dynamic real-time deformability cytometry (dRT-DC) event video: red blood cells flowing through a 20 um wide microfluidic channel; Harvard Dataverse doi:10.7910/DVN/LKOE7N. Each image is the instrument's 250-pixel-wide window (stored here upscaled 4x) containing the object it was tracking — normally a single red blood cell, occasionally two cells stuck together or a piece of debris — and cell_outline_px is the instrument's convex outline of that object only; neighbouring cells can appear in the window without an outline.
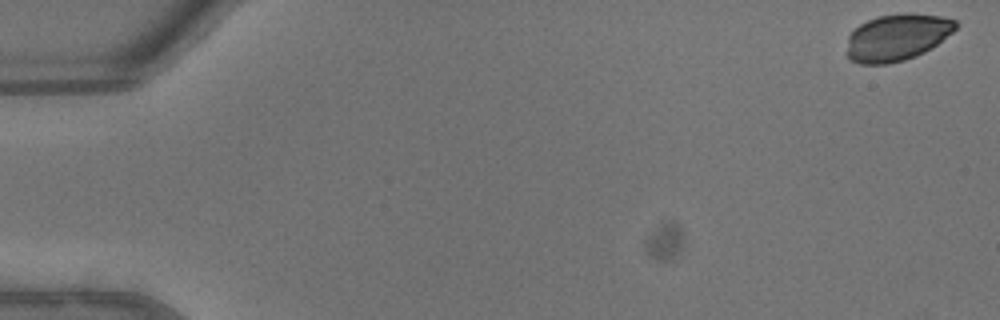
{"species": "common noctule bat (a hibernating species)", "species_latin": "Nyctalus noctula", "temperature_condition": "warm", "stored_images_in_passage": 44, "camera_frame_rate_fps": 3000, "um_per_image_px": 0.085, "animal": {"sex": "male", "body_mass_g": 13.3}, "frame": {"image": 1, "passage_image": 1, "time_ms": 0.0, "image_size_px": [1000, 320], "cell_outline_px": [[960, 24], [952, 32], [936, 44], [924, 52], [916, 56], [904, 60], [888, 64], [860, 64], [848, 60], [848, 36], [860, 24], [868, 20], [880, 16], [904, 12], [908, 12], [940, 16], [956, 20]], "centroid_in_image_um": [76.25, 3.17], "position_along_channel_um": 8.7, "area_um2": 29.65}}
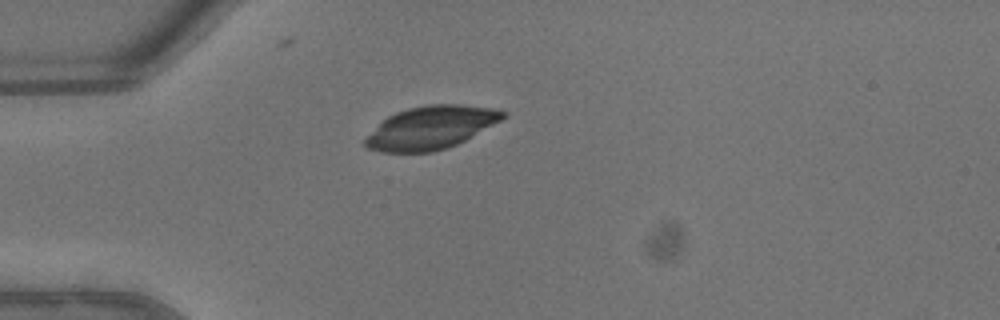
{"frame": {"image": 2, "passage_image": 13, "time_ms": 4.0, "image_size_px": [1000, 320], "cell_outline_px": [[508, 116], [464, 140], [448, 148], [432, 152], [380, 152], [368, 148], [364, 144], [364, 140], [388, 116], [396, 112], [408, 108], [428, 104], [460, 104], [492, 108], [504, 112]], "centroid_in_image_um": [36.63, 10.85], "position_along_channel_um": 48.4, "area_um2": 33.99}}
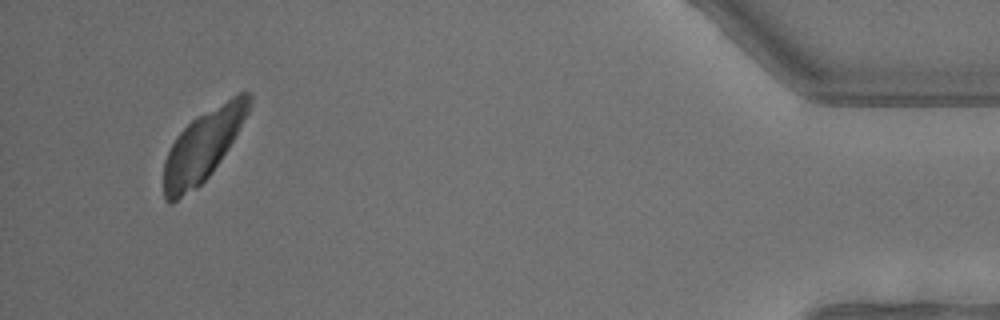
{"frame": {"image": 3, "passage_image": 43, "time_ms": 14.0, "image_size_px": [1000, 320], "cell_outline_px": [[252, 108], [228, 148], [212, 172], [196, 188], [172, 204], [168, 204], [164, 200], [164, 160], [176, 136], [192, 120], [232, 96], [240, 92], [248, 92], [252, 96]], "centroid_in_image_um": [17.26, 12.4], "position_along_channel_um": 417.9, "area_um2": 34.91}}